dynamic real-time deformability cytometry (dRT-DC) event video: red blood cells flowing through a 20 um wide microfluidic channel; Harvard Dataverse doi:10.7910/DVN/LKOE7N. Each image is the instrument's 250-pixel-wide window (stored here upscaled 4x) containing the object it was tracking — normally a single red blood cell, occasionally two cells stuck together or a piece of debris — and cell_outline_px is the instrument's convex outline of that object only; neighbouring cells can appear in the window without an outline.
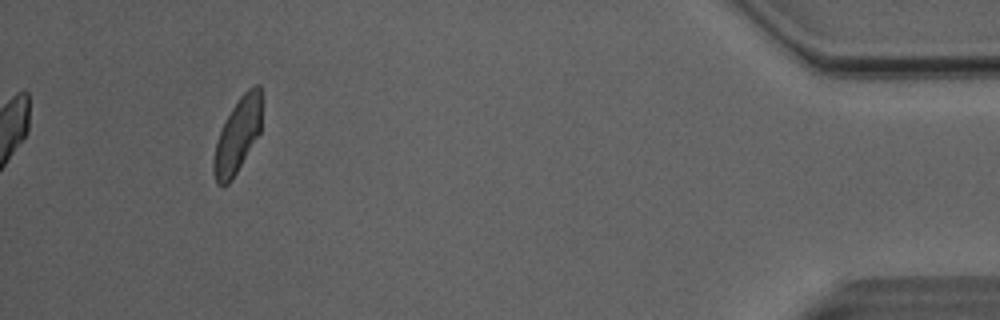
{"species": "Egyptian fruit bat (a non-hibernating species)", "species_latin": "Rousettus aegyptiacus", "temperature_condition": "room temperature", "stored_images_in_passage": 33, "camera_frame_rate_fps": 3000, "um_per_image_px": 0.085, "animal": {"sex": "male"}, "frame": {"image": 1, "passage_image": 33, "time_ms": 10.667, "image_size_px": [1000, 320], "cell_outline_px": [[260, 132], [232, 180], [228, 184], [216, 184], [212, 172], [212, 160], [216, 144], [220, 132], [232, 108], [240, 96], [248, 88], [256, 84], [260, 84]], "centroid_in_image_um": [20.16, 11.55], "position_along_channel_um": 415.0, "area_um2": 20.52}, "authors_computed_cell_mechanics": {"area_um2": 22.1374, "velocity_mm_per_s": 4.0604, "shape_relaxation_time_tau1_ms": 4.4659, "shape_relaxation_time_tau2_ms": 1.9365, "deformation_change_tau1": 0.1326, "deformation_change_tau2": 0.0805}}